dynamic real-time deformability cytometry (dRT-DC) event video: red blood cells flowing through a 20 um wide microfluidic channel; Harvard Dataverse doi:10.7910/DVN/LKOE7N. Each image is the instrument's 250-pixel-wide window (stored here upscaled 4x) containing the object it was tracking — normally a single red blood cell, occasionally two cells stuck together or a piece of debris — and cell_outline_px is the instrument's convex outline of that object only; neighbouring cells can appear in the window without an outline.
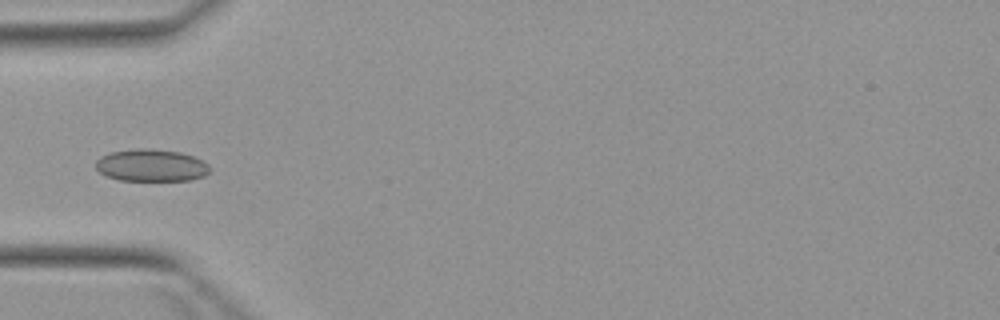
{"species": "Egyptian fruit bat (a non-hibernating species)", "species_latin": "Rousettus aegyptiacus", "temperature_condition": "warm", "stored_images_in_passage": 1, "camera_frame_rate_fps": 3000, "um_per_image_px": 0.085, "animal": {"sex": "female"}, "frame": {"image": 1, "passage_image": 1, "time_ms": 0.0, "image_size_px": [1000, 320], "cell_outline_px": [[212, 168], [204, 176], [188, 180], [120, 180], [104, 176], [96, 168], [96, 160], [100, 156], [112, 152], [136, 148], [148, 148], [180, 152], [192, 156], [208, 164]], "centroid_in_image_um": [12.83, 14.05], "position_along_channel_um": 72.2, "area_um2": 21.39}}